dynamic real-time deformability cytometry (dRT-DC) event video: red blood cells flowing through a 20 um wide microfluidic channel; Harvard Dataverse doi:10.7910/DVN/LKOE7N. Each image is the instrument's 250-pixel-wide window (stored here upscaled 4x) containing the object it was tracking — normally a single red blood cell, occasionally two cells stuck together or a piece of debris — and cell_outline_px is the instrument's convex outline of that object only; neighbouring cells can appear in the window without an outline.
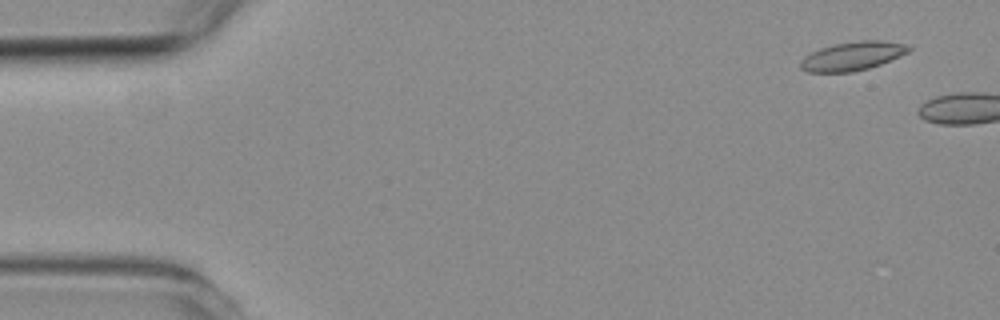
{"species": "common noctule bat (a hibernating species)", "species_latin": "Nyctalus noctula", "temperature_condition": "room temperature", "stored_images_in_passage": 2, "camera_frame_rate_fps": 3000, "um_per_image_px": 0.085, "animal": {"sex": "female", "body_mass_g": 19.3, "forearm_length_mm": 54.1}, "frame": {"image": 1, "passage_image": 1, "time_ms": 0.0, "image_size_px": [1000, 320], "cell_outline_px": [[912, 48], [908, 52], [880, 64], [868, 68], [852, 72], [808, 72], [800, 68], [800, 60], [804, 56], [820, 48], [836, 44], [864, 40], [880, 40], [904, 44]], "centroid_in_image_um": [72.43, 4.77], "position_along_channel_um": 12.6, "area_um2": 17.86}}